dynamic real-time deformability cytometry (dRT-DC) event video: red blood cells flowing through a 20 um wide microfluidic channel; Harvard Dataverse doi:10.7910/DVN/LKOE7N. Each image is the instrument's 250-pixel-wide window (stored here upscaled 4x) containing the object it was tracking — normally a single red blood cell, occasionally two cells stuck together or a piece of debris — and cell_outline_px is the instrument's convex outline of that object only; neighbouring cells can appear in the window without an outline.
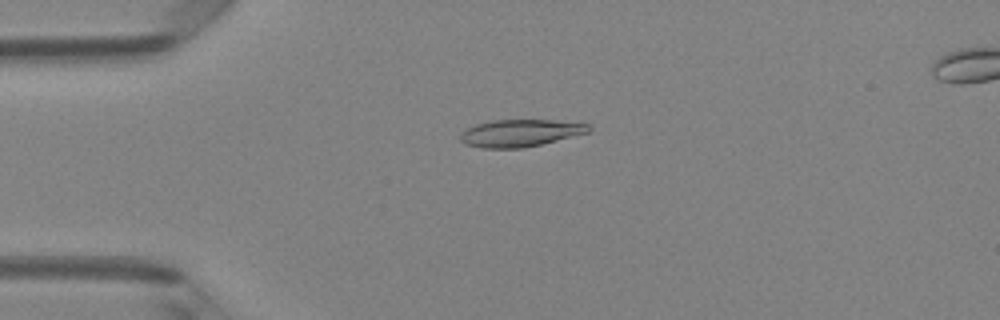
{"species": "Egyptian fruit bat (a non-hibernating species)", "species_latin": "Rousettus aegyptiacus", "temperature_condition": "room temperature", "stored_images_in_passage": 50, "camera_frame_rate_fps": 3000, "um_per_image_px": 0.085, "animal": {"sex": "female"}, "frame": {"image": 1, "passage_image": 12, "time_ms": 3.667, "image_size_px": [1000, 320], "cell_outline_px": [[592, 128], [588, 132], [524, 148], [480, 148], [464, 144], [460, 140], [460, 132], [476, 124], [492, 120], [552, 120], [588, 124]], "centroid_in_image_um": [44.16, 11.31], "position_along_channel_um": 40.8, "area_um2": 20.23}}
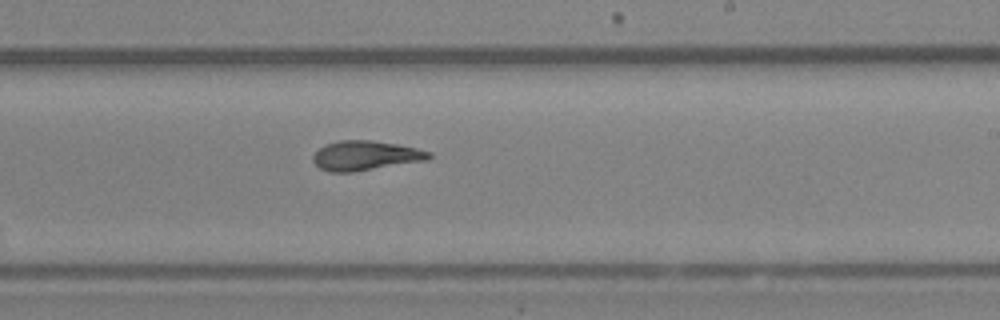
{"frame": {"image": 2, "passage_image": 30, "time_ms": 9.667, "image_size_px": [1000, 320], "cell_outline_px": [[432, 156], [428, 160], [352, 172], [328, 172], [320, 168], [312, 160], [312, 156], [324, 144], [340, 140], [372, 140], [396, 144], [416, 148], [432, 152]], "centroid_in_image_um": [31.06, 13.22], "position_along_channel_um": 257.9, "area_um2": 20.0}}
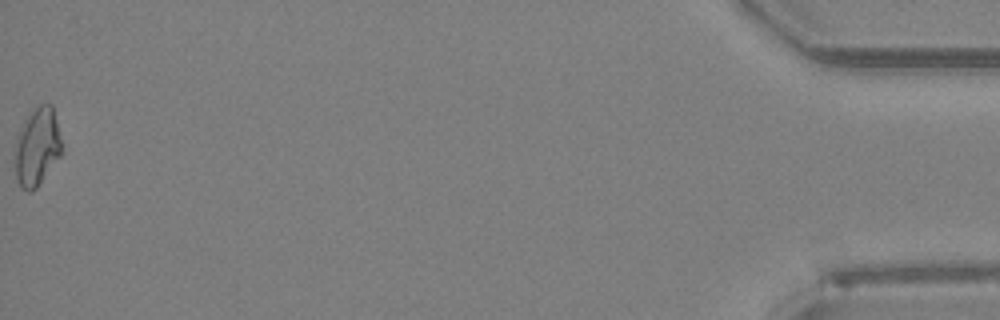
{"frame": {"image": 3, "passage_image": 50, "time_ms": 16.333, "image_size_px": [1000, 320], "cell_outline_px": [[64, 152], [36, 188], [32, 192], [28, 192], [20, 188], [16, 180], [12, 156], [16, 140], [20, 128], [28, 116], [40, 104], [52, 104]], "centroid_in_image_um": [3.13, 12.56], "position_along_channel_um": 432.1, "area_um2": 21.73}, "authors_computed_cell_mechanics": {"area_um2": 20.0855, "velocity_mm_per_s": 4.0788, "shape_relaxation_time_tau1_ms": null, "shape_relaxation_time_tau2_ms": 3.4369, "deformation_change_tau1": null, "deformation_change_tau2": 0.1026}}